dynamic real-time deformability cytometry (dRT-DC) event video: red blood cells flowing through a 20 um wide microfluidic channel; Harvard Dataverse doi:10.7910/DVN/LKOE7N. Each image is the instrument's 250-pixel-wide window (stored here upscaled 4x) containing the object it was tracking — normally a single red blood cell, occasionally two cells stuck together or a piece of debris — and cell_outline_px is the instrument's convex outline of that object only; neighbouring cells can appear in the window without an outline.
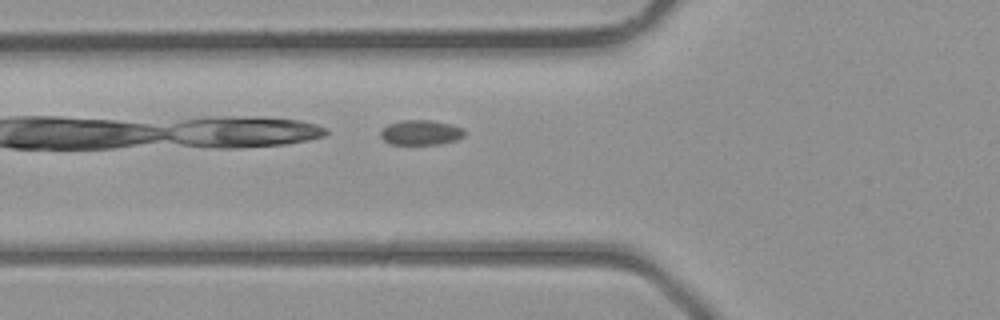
{"species": "common noctule bat (a hibernating species)", "species_latin": "Nyctalus noctula", "temperature_condition": "room temperature", "stored_images_in_passage": 4, "camera_frame_rate_fps": 3000, "um_per_image_px": 0.085, "animal": {"sex": "male", "body_mass_g": 23.1, "forearm_length_mm": 52.7}, "frame": {"image": 1, "passage_image": 4, "time_ms": 3.333, "image_size_px": [1000, 320], "cell_outline_px": [[464, 136], [456, 140], [440, 144], [392, 144], [384, 140], [380, 136], [380, 132], [388, 124], [404, 120], [432, 120], [452, 124], [464, 128]], "centroid_in_image_um": [35.8, 11.26], "position_along_channel_um": 90.0, "area_um2": 12.2}}